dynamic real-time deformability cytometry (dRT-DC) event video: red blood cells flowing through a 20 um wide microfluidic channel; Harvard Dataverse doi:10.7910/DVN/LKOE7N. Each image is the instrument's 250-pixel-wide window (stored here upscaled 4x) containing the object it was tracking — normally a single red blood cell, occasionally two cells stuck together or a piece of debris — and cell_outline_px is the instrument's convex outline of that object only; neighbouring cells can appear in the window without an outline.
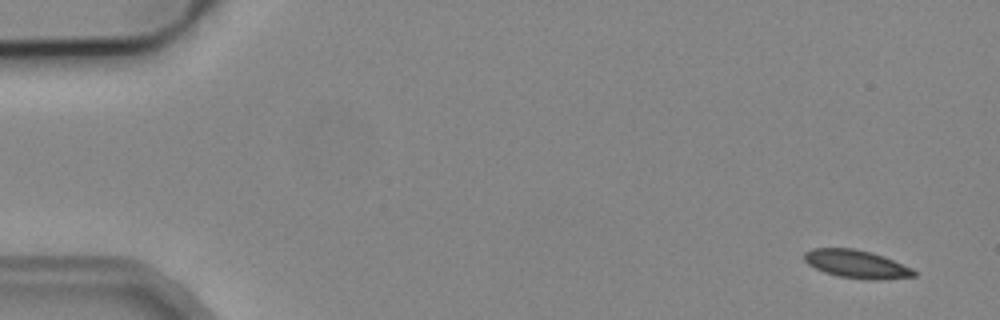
{"species": "common noctule bat (a hibernating species)", "species_latin": "Nyctalus noctula", "temperature_condition": "cold", "stored_images_in_passage": 6, "camera_frame_rate_fps": 3000, "um_per_image_px": 0.085, "animal": {"sex": "male", "body_mass_g": 19.2, "forearm_length_mm": 51.8}, "frame": {"image": 1, "passage_image": 1, "time_ms": 0.0, "image_size_px": [1000, 320], "cell_outline_px": [[916, 276], [876, 280], [840, 276], [824, 272], [808, 264], [804, 260], [804, 252], [812, 248], [852, 248], [868, 252], [892, 260], [912, 268], [916, 272]], "centroid_in_image_um": [72.77, 22.44], "position_along_channel_um": 12.2, "area_um2": 17.51}}
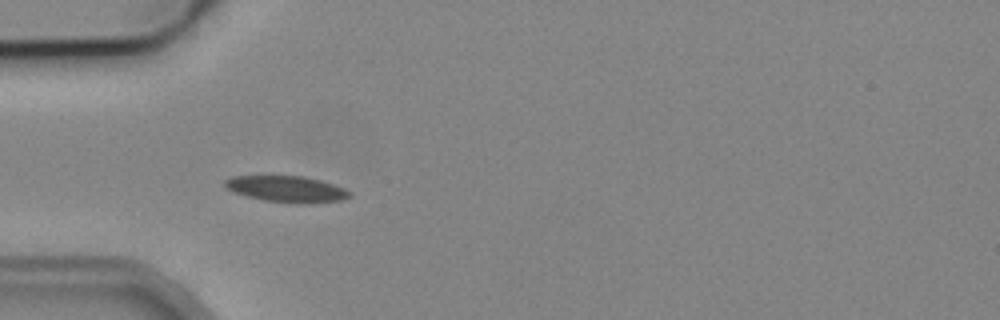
{"frame": {"image": 2, "passage_image": 5, "time_ms": 4.667, "image_size_px": [1000, 320], "cell_outline_px": [[352, 196], [340, 200], [296, 204], [264, 200], [248, 196], [236, 192], [228, 188], [224, 184], [224, 180], [232, 176], [304, 176], [320, 180], [344, 188], [352, 192]], "centroid_in_image_um": [24.39, 16.06], "position_along_channel_um": 60.6, "area_um2": 18.84}}